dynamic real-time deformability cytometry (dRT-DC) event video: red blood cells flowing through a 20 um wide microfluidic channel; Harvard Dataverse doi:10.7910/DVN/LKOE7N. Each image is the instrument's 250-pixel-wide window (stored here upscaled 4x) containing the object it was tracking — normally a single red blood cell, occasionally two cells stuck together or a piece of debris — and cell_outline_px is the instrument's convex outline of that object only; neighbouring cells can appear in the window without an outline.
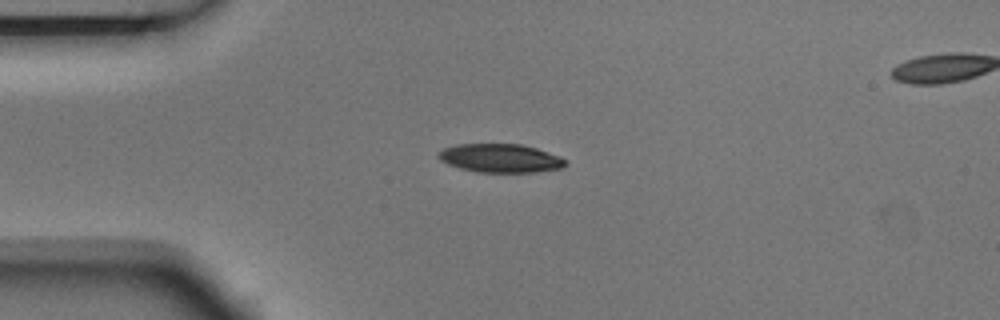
{"species": "Egyptian fruit bat (a non-hibernating species)", "species_latin": "Rousettus aegyptiacus", "temperature_condition": "room temperature", "stored_images_in_passage": 5, "camera_frame_rate_fps": 3000, "um_per_image_px": 0.085, "animal": {"sex": "male"}, "frame": {"image": 1, "passage_image": 3, "time_ms": 0.667, "image_size_px": [1000, 320], "cell_outline_px": [[568, 164], [564, 168], [536, 172], [476, 172], [460, 168], [448, 164], [440, 160], [440, 152], [444, 148], [456, 144], [520, 144], [536, 148], [560, 156]], "centroid_in_image_um": [42.57, 13.45], "position_along_channel_um": 42.4, "area_um2": 21.1}}
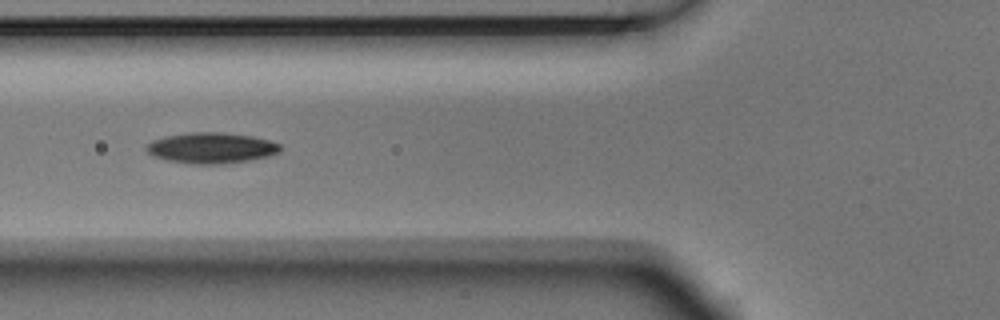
{"frame": {"image": 2, "passage_image": 5, "time_ms": 1.333, "image_size_px": [1000, 320], "cell_outline_px": [[280, 152], [268, 156], [248, 160], [224, 164], [192, 164], [168, 160], [152, 156], [144, 148], [152, 140], [164, 136], [192, 132], [220, 132], [252, 136], [268, 140], [280, 144]], "centroid_in_image_um": [17.94, 12.57], "position_along_channel_um": 107.9, "area_um2": 23.99}}